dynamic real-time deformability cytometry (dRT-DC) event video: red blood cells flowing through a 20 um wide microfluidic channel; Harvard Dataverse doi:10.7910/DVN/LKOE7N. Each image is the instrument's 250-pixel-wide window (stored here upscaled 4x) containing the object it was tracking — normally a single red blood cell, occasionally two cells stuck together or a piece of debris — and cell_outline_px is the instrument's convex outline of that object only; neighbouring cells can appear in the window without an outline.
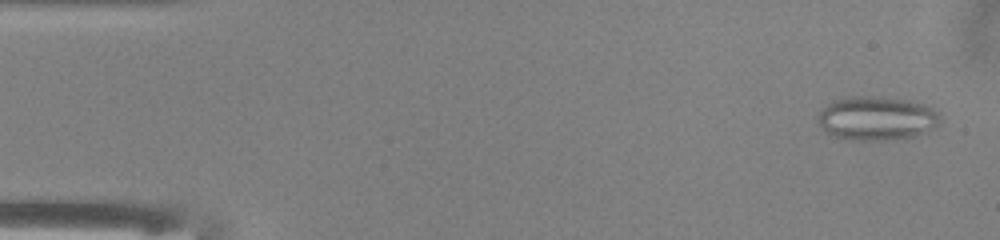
{"species": "common noctule bat (a hibernating species)", "species_latin": "Nyctalus noctula", "temperature_condition": "warm", "stored_images_in_passage": 50, "camera_frame_rate_fps": 3000, "um_per_image_px": 0.085, "animal": {"sex": "male", "body_mass_g": 13.0, "forearm_length_mm": 53.1}, "frame": {"image": 1, "passage_image": 2, "time_ms": 0.333, "image_size_px": [1000, 240], "cell_outline_px": [[940, 120], [936, 124], [924, 132], [912, 136], [884, 140], [844, 140], [832, 136], [816, 120], [816, 116], [832, 100], [848, 96], [864, 96], [908, 100], [924, 104], [932, 108], [940, 116]], "centroid_in_image_um": [74.45, 10.05], "position_along_channel_um": 10.5, "area_um2": 30.92}}
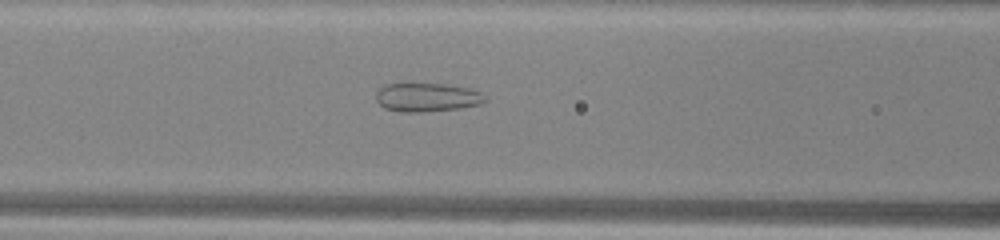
{"frame": {"image": 2, "passage_image": 20, "time_ms": 6.333, "image_size_px": [1000, 240], "cell_outline_px": [[488, 100], [480, 104], [460, 108], [420, 112], [400, 112], [384, 108], [376, 100], [376, 92], [384, 84], [448, 84], [468, 88], [480, 92]], "centroid_in_image_um": [36.29, 8.27], "position_along_channel_um": 130.3, "area_um2": 18.21}}
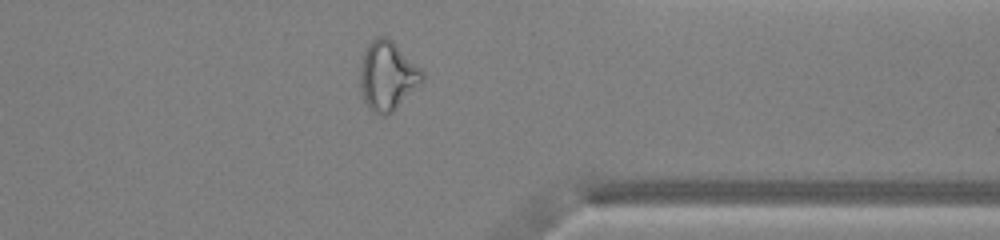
{"frame": {"image": 3, "passage_image": 39, "time_ms": 12.667, "image_size_px": [1000, 240], "cell_outline_px": [[424, 84], [392, 112], [384, 116], [380, 116], [372, 112], [368, 108], [364, 100], [360, 88], [360, 68], [364, 48], [376, 36], [388, 36], [424, 72]], "centroid_in_image_um": [32.95, 6.46], "position_along_channel_um": 378.4, "area_um2": 25.61}, "authors_computed_cell_mechanics": {"area_um2": 25.4609, "velocity_mm_per_s": 4.0646, "shape_relaxation_time_tau1_ms": null, "shape_relaxation_time_tau2_ms": 1.0818, "deformation_change_tau1": null, "deformation_change_tau2": 0.0958}}